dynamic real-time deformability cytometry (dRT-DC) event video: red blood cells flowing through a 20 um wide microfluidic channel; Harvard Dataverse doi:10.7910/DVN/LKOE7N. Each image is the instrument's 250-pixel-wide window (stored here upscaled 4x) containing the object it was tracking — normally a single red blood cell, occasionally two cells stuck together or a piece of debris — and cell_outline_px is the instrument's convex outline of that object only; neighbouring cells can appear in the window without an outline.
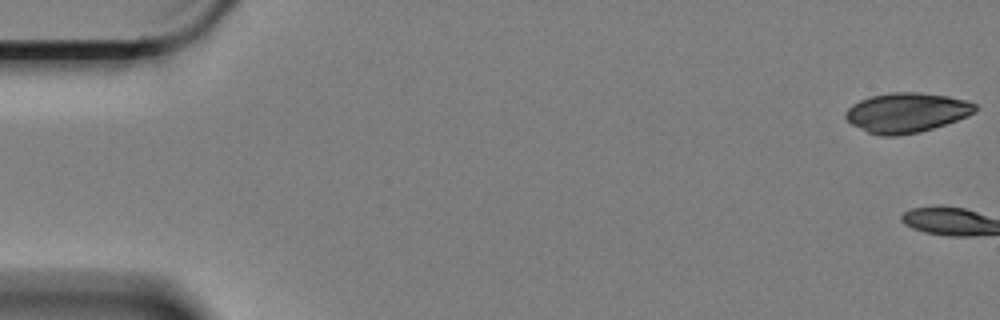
{"species": "Egyptian fruit bat (a non-hibernating species)", "species_latin": "Rousettus aegyptiacus", "temperature_condition": "cold", "stored_images_in_passage": 3, "camera_frame_rate_fps": 3000, "um_per_image_px": 0.085, "animal": {"sex": "female"}, "frame": {"image": 1, "passage_image": 1, "time_ms": 0.0, "image_size_px": [1000, 320], "cell_outline_px": [[980, 108], [976, 112], [968, 116], [920, 132], [896, 136], [884, 136], [868, 132], [852, 124], [844, 116], [844, 112], [852, 104], [860, 100], [872, 96], [892, 92], [920, 92], [948, 96], [968, 100], [976, 104]], "centroid_in_image_um": [77.09, 9.56], "position_along_channel_um": 7.9, "area_um2": 30.06}}